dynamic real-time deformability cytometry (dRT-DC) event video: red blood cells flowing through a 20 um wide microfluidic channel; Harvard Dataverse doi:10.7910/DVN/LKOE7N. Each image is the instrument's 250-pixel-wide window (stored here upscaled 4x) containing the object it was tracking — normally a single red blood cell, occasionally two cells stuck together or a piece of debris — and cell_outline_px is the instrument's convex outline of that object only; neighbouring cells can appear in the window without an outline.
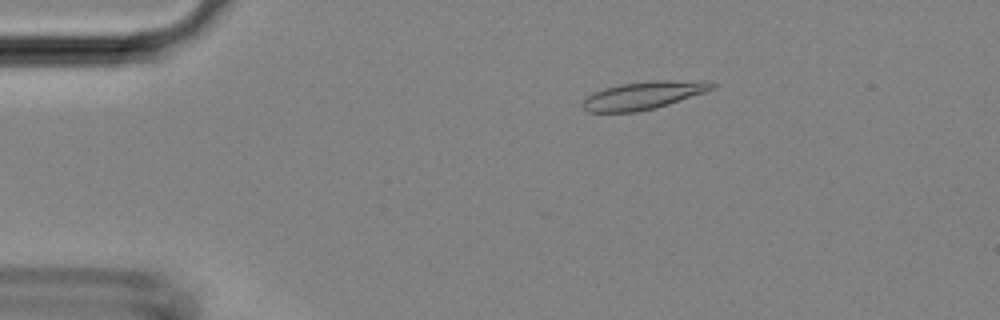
{"species": "Egyptian fruit bat (a non-hibernating species)", "species_latin": "Rousettus aegyptiacus", "temperature_condition": "room temperature", "stored_images_in_passage": 23, "camera_frame_rate_fps": 3000, "um_per_image_px": 0.085, "animal": {"sex": "female"}, "frame": {"image": 1, "passage_image": 9, "time_ms": 2.667, "image_size_px": [1000, 320], "cell_outline_px": [[716, 88], [656, 108], [636, 112], [588, 112], [580, 104], [592, 92], [604, 88], [620, 84], [648, 80], [704, 80], [716, 84]], "centroid_in_image_um": [54.7, 8.09], "position_along_channel_um": 30.3, "area_um2": 21.15}}
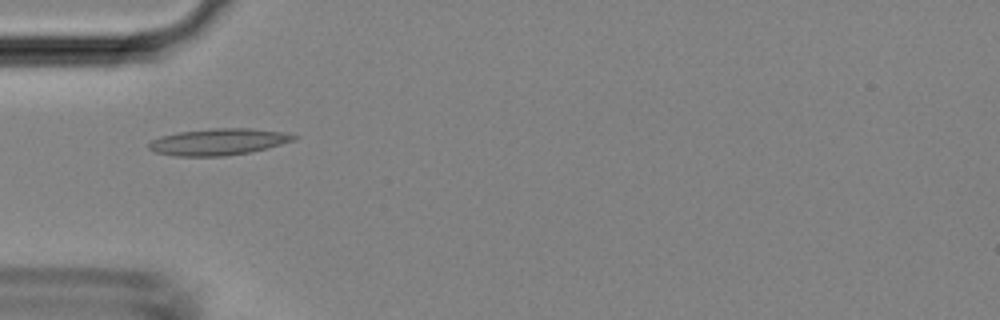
{"frame": {"image": 2, "passage_image": 15, "time_ms": 4.667, "image_size_px": [1000, 320], "cell_outline_px": [[300, 136], [296, 140], [268, 148], [252, 152], [224, 156], [176, 156], [156, 152], [148, 148], [148, 144], [152, 140], [160, 136], [180, 132], [212, 128], [252, 128], [288, 132]], "centroid_in_image_um": [18.65, 12.05], "position_along_channel_um": 66.4, "area_um2": 22.72}}
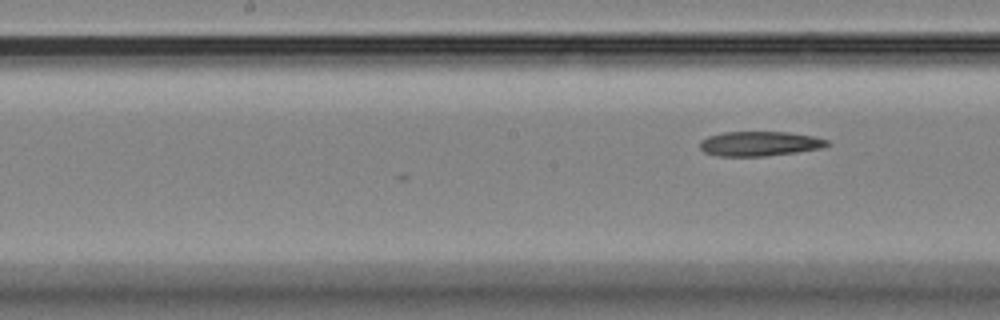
{"frame": {"image": 3, "passage_image": 23, "time_ms": 7.333, "image_size_px": [1000, 320], "cell_outline_px": [[832, 144], [824, 148], [768, 156], [716, 156], [704, 152], [700, 148], [700, 140], [708, 136], [724, 132], [788, 132], [812, 136], [828, 140]], "centroid_in_image_um": [64.58, 12.22], "position_along_channel_um": 183.6, "area_um2": 18.44}}